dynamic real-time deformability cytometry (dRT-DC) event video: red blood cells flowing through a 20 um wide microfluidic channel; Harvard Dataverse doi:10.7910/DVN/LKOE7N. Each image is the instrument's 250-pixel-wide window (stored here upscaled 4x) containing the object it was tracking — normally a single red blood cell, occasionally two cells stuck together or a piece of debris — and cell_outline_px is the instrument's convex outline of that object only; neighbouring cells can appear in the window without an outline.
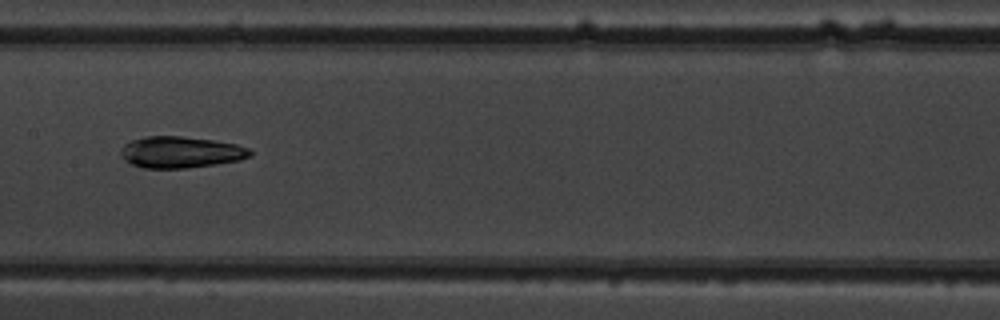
{"species": "common noctule bat (a hibernating species)", "species_latin": "Nyctalus noctula", "temperature_condition": "warm", "stored_images_in_passage": 8, "camera_frame_rate_fps": 3000, "um_per_image_px": 0.085, "animal": {"sex": "male", "body_mass_g": 19.5, "forearm_length_mm": 54.6}, "frame": {"image": 1, "passage_image": 7, "time_ms": 8.0, "image_size_px": [1000, 320], "cell_outline_px": [[252, 156], [240, 160], [216, 164], [184, 168], [144, 168], [132, 164], [124, 160], [120, 156], [120, 152], [124, 144], [132, 140], [144, 136], [180, 136], [212, 140], [236, 144], [248, 148], [252, 152]], "centroid_in_image_um": [15.34, 12.93], "position_along_channel_um": 192.1, "area_um2": 23.7}}
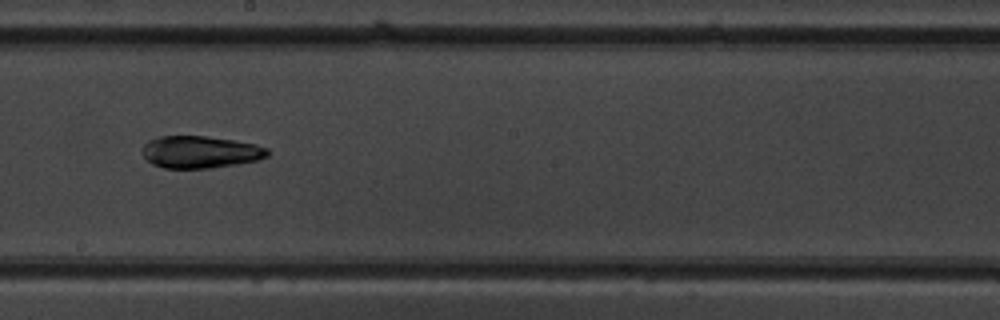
{"frame": {"image": 2, "passage_image": 8, "time_ms": 9.0, "image_size_px": [1000, 320], "cell_outline_px": [[268, 156], [256, 160], [236, 164], [208, 168], [164, 168], [152, 164], [144, 156], [144, 144], [148, 140], [160, 136], [204, 136], [232, 140], [256, 144], [268, 148]], "centroid_in_image_um": [17.02, 12.92], "position_along_channel_um": 231.2, "area_um2": 23.24}}